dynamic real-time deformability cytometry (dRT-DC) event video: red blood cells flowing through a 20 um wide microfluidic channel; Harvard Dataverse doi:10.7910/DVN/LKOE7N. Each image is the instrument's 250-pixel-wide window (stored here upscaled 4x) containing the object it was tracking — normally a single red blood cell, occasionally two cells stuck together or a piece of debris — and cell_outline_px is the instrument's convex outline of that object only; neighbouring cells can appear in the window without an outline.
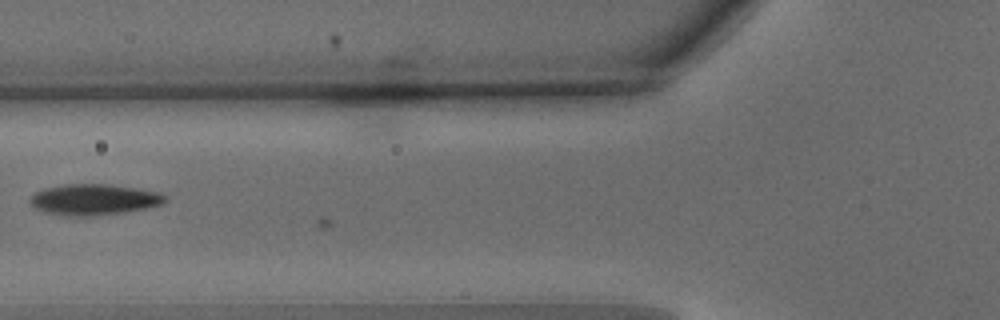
{"species": "common noctule bat (a hibernating species)", "species_latin": "Nyctalus noctula", "temperature_condition": "warm", "stored_images_in_passage": 13, "camera_frame_rate_fps": 3000, "um_per_image_px": 0.085, "animal": {"sex": "male", "body_mass_g": 15.6}, "frame": {"image": 1, "passage_image": 12, "time_ms": 3.667, "image_size_px": [1000, 320], "cell_outline_px": [[168, 200], [164, 204], [148, 208], [124, 212], [92, 216], [72, 216], [44, 212], [36, 208], [28, 200], [36, 192], [44, 188], [64, 184], [108, 184], [160, 192], [168, 196]], "centroid_in_image_um": [8.04, 16.96], "position_along_channel_um": 117.8, "area_um2": 24.45}}